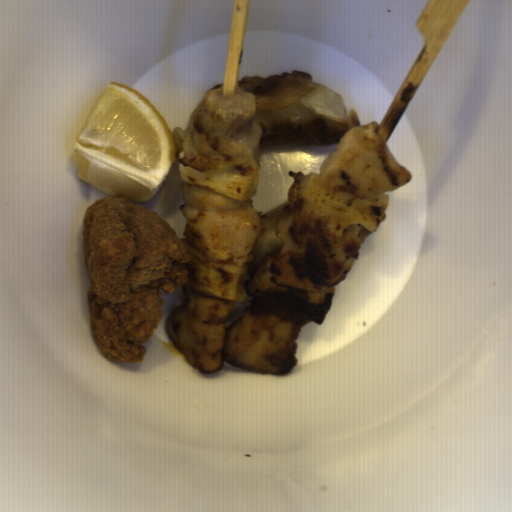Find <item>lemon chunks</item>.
<instances>
[{
  "label": "lemon chunks",
  "mask_w": 512,
  "mask_h": 512,
  "mask_svg": "<svg viewBox=\"0 0 512 512\" xmlns=\"http://www.w3.org/2000/svg\"><path fill=\"white\" fill-rule=\"evenodd\" d=\"M74 155L80 180L139 205L162 188L177 160V145L149 99L110 81L78 133Z\"/></svg>",
  "instance_id": "lemon-chunks-1"
}]
</instances>
